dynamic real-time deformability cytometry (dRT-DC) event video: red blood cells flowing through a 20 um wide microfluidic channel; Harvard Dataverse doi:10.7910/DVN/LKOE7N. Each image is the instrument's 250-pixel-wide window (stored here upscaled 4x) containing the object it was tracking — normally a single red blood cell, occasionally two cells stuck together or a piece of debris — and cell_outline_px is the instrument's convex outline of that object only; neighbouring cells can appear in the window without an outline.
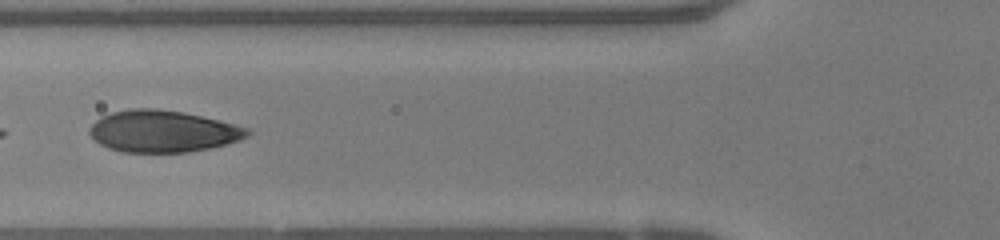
{"species": "human", "species_latin": "Homo sapiens", "temperature_condition": "warm", "stored_images_in_passage": 42, "camera_frame_rate_fps": 3000, "um_per_image_px": 0.085, "donor": {"sex": "female"}, "frame": {"image": 1, "passage_image": 11, "time_ms": 3.333, "image_size_px": [1000, 240], "cell_outline_px": [[252, 132], [248, 136], [240, 140], [208, 148], [188, 152], [124, 152], [108, 148], [100, 144], [88, 132], [92, 124], [100, 116], [112, 112], [132, 108], [152, 108], [184, 112], [220, 120], [248, 128]], "centroid_in_image_um": [13.84, 11.15], "position_along_channel_um": 112.0, "area_um2": 38.38}}
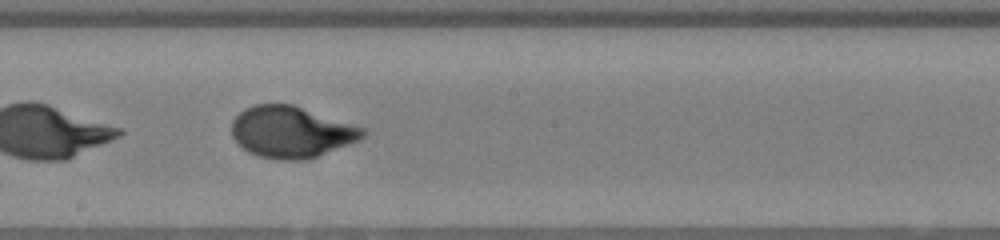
{"frame": {"image": 2, "passage_image": 19, "time_ms": 6.0, "image_size_px": [1000, 240], "cell_outline_px": [[368, 132], [360, 140], [316, 156], [304, 160], [280, 160], [260, 156], [248, 152], [232, 136], [232, 120], [244, 108], [256, 104], [292, 104], [364, 128]], "centroid_in_image_um": [24.75, 11.21], "position_along_channel_um": 223.4, "area_um2": 38.96}}
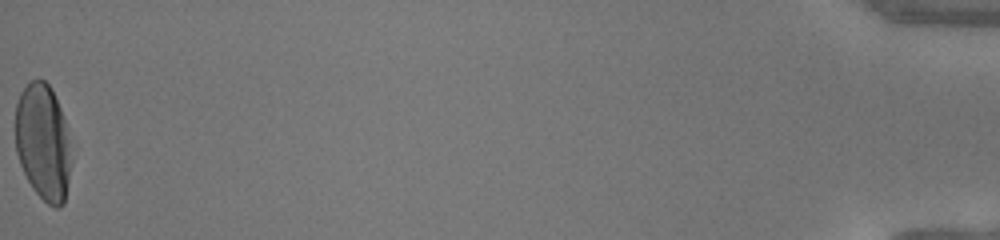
{"frame": {"image": 3, "passage_image": 42, "time_ms": 13.667, "image_size_px": [1000, 240], "cell_outline_px": [[68, 180], [64, 204], [60, 208], [56, 208], [48, 204], [32, 188], [20, 164], [16, 152], [16, 104], [20, 92], [32, 80], [44, 80], [52, 88], [60, 108], [64, 120], [68, 140]], "centroid_in_image_um": [3.62, 12.08], "position_along_channel_um": 431.6, "area_um2": 37.11}, "authors_computed_cell_mechanics": {"area_um2": 38.8994, "velocity_mm_per_s": 4.186, "shape_relaxation_time_tau1_ms": 3.8314, "shape_relaxation_time_tau2_ms": null, "deformation_change_tau1": 0.234, "deformation_change_tau2": null}}